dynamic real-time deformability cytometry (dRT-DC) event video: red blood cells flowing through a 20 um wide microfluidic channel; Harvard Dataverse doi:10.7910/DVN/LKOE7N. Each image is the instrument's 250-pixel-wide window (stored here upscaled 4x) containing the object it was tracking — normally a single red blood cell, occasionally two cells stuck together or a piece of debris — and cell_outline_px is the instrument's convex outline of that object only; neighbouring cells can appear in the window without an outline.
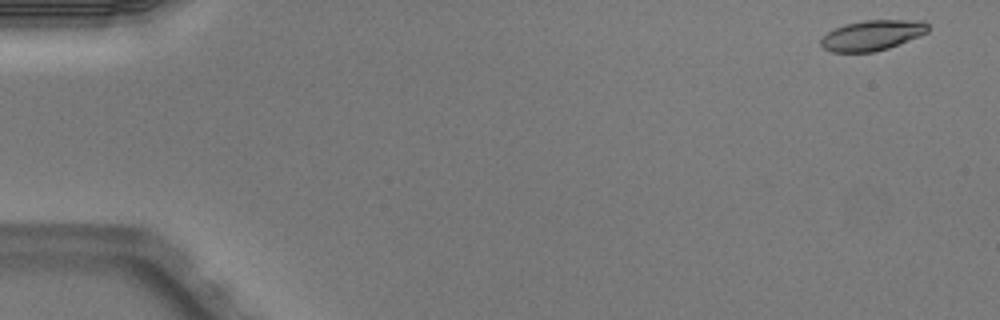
{"species": "Egyptian fruit bat (a non-hibernating species)", "species_latin": "Rousettus aegyptiacus", "temperature_condition": "warm", "stored_images_in_passage": 4, "camera_frame_rate_fps": 3000, "um_per_image_px": 0.085, "animal": {"sex": "male"}, "frame": {"image": 1, "passage_image": 1, "time_ms": 0.0, "image_size_px": [1000, 320], "cell_outline_px": [[928, 32], [920, 36], [888, 48], [872, 52], [832, 52], [824, 48], [820, 44], [820, 40], [832, 28], [844, 24], [864, 20], [924, 20], [928, 24]], "centroid_in_image_um": [74.14, 2.99], "position_along_channel_um": 10.9, "area_um2": 19.02}}
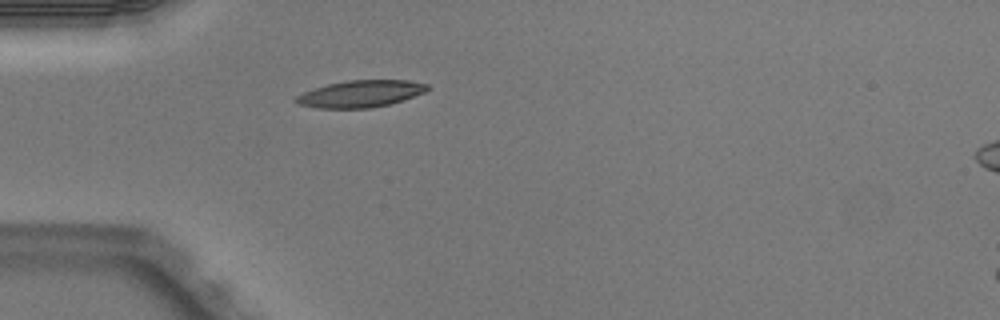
{"frame": {"image": 2, "passage_image": 4, "time_ms": 1.0, "image_size_px": [1000, 320], "cell_outline_px": [[432, 88], [424, 92], [404, 100], [388, 104], [368, 108], [316, 108], [300, 104], [292, 100], [296, 96], [304, 92], [328, 84], [348, 80], [408, 80], [428, 84]], "centroid_in_image_um": [30.67, 7.97], "position_along_channel_um": 54.3, "area_um2": 20.52}}